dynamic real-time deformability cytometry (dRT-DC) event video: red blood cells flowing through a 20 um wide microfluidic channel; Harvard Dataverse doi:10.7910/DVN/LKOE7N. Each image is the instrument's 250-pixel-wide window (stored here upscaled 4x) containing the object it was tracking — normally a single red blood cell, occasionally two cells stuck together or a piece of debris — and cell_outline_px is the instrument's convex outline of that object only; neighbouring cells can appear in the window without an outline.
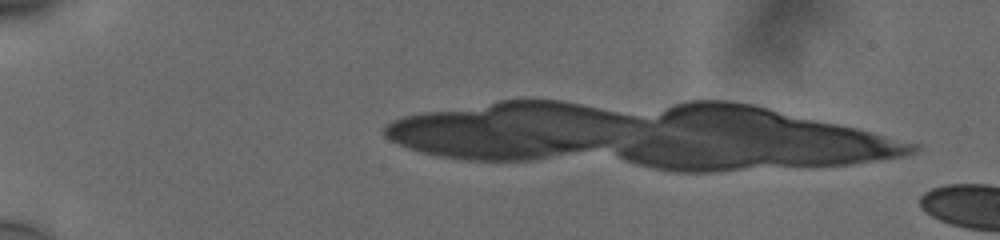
{"species": "human", "species_latin": "Homo sapiens", "temperature_condition": "cold", "stored_images_in_passage": 4, "camera_frame_rate_fps": 3000, "um_per_image_px": 0.085, "donor": {"sex": "male"}, "frame": {"image": 1, "passage_image": 1, "time_ms": 0.0, "image_size_px": [1000, 240], "cell_outline_px": [[888, 152], [856, 156], [852, 156], [664, 116], [668, 112], [676, 108], [688, 104], [740, 104], [840, 128], [856, 132], [864, 136], [884, 148]], "centroid_in_image_um": [66.11, 10.85], "position_along_channel_um": 18.9, "area_um2": 35.49}}